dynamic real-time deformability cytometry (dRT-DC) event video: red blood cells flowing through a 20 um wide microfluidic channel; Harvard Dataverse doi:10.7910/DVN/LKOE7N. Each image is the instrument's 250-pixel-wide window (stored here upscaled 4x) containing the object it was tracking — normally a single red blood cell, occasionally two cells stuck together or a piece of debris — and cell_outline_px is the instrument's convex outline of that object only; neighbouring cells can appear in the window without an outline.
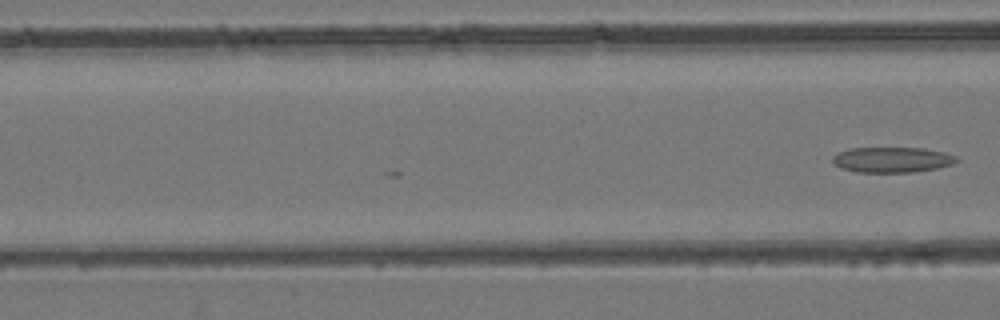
{"species": "common noctule bat (a hibernating species)", "species_latin": "Nyctalus noctula", "temperature_condition": "room temperature", "stored_images_in_passage": 5, "camera_frame_rate_fps": 3000, "um_per_image_px": 0.085, "animal": {"sex": "female", "body_mass_g": 24.6, "forearm_length_mm": 56.2}, "frame": {"image": 1, "passage_image": 5, "time_ms": 1.333, "image_size_px": [1000, 320], "cell_outline_px": [[960, 160], [952, 164], [936, 168], [916, 172], [856, 172], [840, 168], [832, 164], [832, 156], [848, 148], [924, 148], [944, 152], [956, 156]], "centroid_in_image_um": [75.81, 13.58], "position_along_channel_um": 90.8, "area_um2": 18.5}}